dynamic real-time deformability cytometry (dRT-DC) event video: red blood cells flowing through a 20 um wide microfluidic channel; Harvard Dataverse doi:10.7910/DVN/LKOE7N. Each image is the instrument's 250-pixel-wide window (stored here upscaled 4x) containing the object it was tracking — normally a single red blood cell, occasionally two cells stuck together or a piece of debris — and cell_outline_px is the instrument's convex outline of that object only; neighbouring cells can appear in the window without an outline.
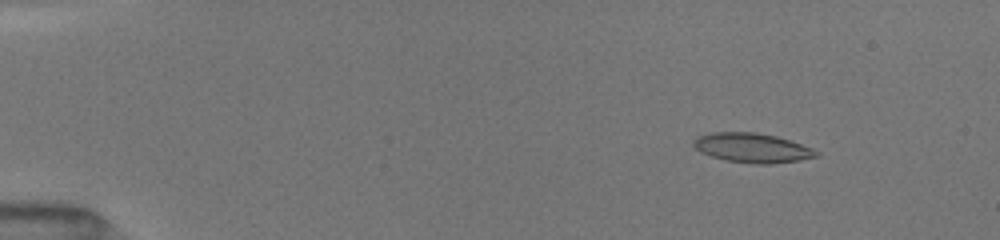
{"species": "common noctule bat (a hibernating species)", "species_latin": "Nyctalus noctula", "temperature_condition": "room temperature", "stored_images_in_passage": 6, "camera_frame_rate_fps": 3000, "um_per_image_px": 0.085, "animal": {"sex": "female", "body_mass_g": 19.5, "forearm_length_mm": 54.1}, "frame": {"image": 1, "passage_image": 2, "time_ms": 1.0, "image_size_px": [1000, 240], "cell_outline_px": [[820, 156], [800, 160], [772, 164], [752, 164], [724, 160], [700, 152], [692, 144], [692, 140], [696, 136], [712, 132], [756, 132], [776, 136], [812, 148], [820, 152]], "centroid_in_image_um": [63.92, 12.57], "position_along_channel_um": 21.1, "area_um2": 21.27}}